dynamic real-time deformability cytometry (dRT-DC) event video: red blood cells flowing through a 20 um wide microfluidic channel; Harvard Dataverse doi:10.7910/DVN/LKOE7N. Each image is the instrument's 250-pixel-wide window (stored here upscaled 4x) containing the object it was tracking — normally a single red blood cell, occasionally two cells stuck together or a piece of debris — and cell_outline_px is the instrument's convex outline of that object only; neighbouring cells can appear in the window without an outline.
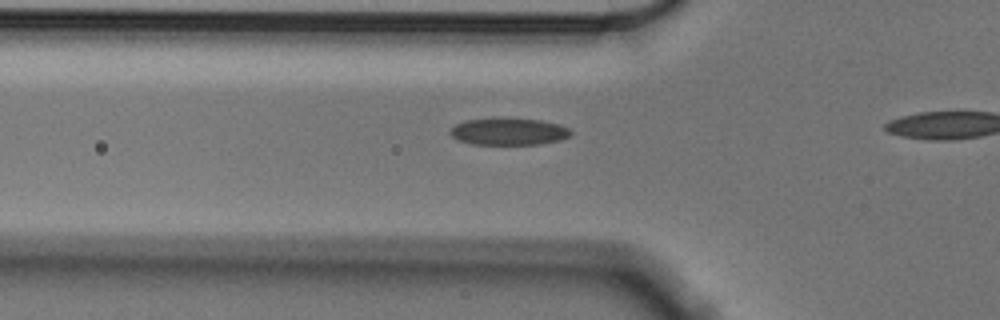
{"species": "Egyptian fruit bat (a non-hibernating species)", "species_latin": "Rousettus aegyptiacus", "temperature_condition": "cold", "stored_images_in_passage": 16, "camera_frame_rate_fps": 3000, "um_per_image_px": 0.085, "animal": {"sex": "male"}, "frame": {"image": 1, "passage_image": 14, "time_ms": 4.333, "image_size_px": [1000, 320], "cell_outline_px": [[572, 132], [568, 136], [560, 140], [540, 144], [472, 144], [456, 140], [448, 132], [456, 124], [464, 120], [540, 120], [560, 124], [568, 128]], "centroid_in_image_um": [43.23, 11.21], "position_along_channel_um": 82.6, "area_um2": 18.38}}